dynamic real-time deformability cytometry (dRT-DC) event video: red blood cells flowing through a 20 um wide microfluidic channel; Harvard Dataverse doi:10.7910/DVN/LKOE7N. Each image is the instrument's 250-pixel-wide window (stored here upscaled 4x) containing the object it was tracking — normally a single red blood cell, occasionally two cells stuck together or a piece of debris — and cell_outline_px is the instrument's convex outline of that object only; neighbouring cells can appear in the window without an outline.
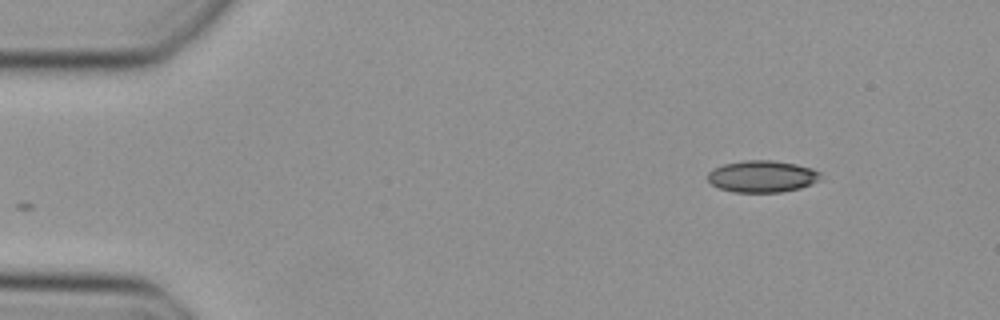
{"species": "Egyptian fruit bat (a non-hibernating species)", "species_latin": "Rousettus aegyptiacus", "temperature_condition": "cold", "stored_images_in_passage": 43, "camera_frame_rate_fps": 3000, "um_per_image_px": 0.085, "animal": {"sex": "female"}, "frame": {"image": 1, "passage_image": 1, "time_ms": 0.0, "image_size_px": [1000, 320], "cell_outline_px": [[820, 180], [812, 184], [800, 188], [780, 192], [732, 192], [720, 188], [712, 184], [708, 180], [708, 172], [724, 164], [744, 160], [772, 160], [796, 164], [812, 168], [820, 172]], "centroid_in_image_um": [64.81, 14.99], "position_along_channel_um": 20.2, "area_um2": 20.87}}
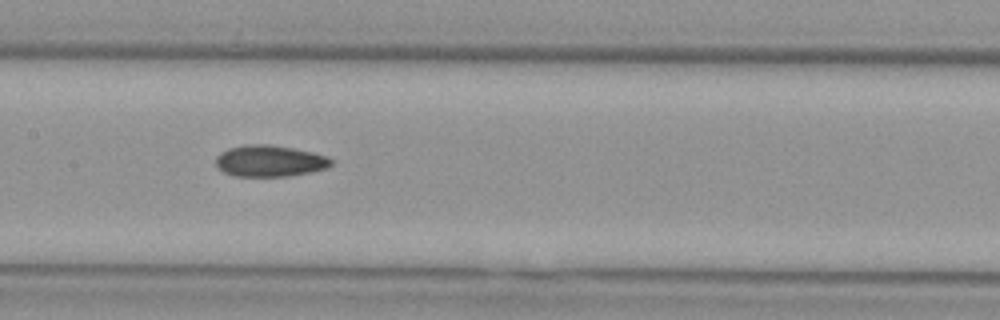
{"frame": {"image": 2, "passage_image": 19, "time_ms": 6.0, "image_size_px": [1000, 320], "cell_outline_px": [[332, 164], [328, 168], [288, 176], [236, 176], [224, 172], [216, 164], [216, 156], [220, 152], [228, 148], [244, 144], [268, 144], [292, 148], [312, 152], [328, 156], [332, 160]], "centroid_in_image_um": [22.92, 13.67], "position_along_channel_um": 184.5, "area_um2": 21.1}}
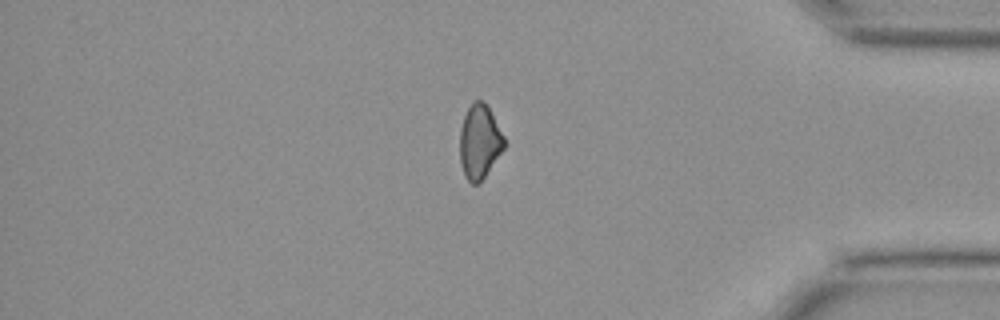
{"frame": {"image": 3, "passage_image": 36, "time_ms": 11.667, "image_size_px": [1000, 320], "cell_outline_px": [[504, 148], [480, 184], [472, 184], [464, 176], [460, 164], [460, 128], [464, 116], [472, 100], [480, 100], [488, 108], [504, 136]], "centroid_in_image_um": [40.74, 12.09], "position_along_channel_um": 394.5, "area_um2": 19.07}}